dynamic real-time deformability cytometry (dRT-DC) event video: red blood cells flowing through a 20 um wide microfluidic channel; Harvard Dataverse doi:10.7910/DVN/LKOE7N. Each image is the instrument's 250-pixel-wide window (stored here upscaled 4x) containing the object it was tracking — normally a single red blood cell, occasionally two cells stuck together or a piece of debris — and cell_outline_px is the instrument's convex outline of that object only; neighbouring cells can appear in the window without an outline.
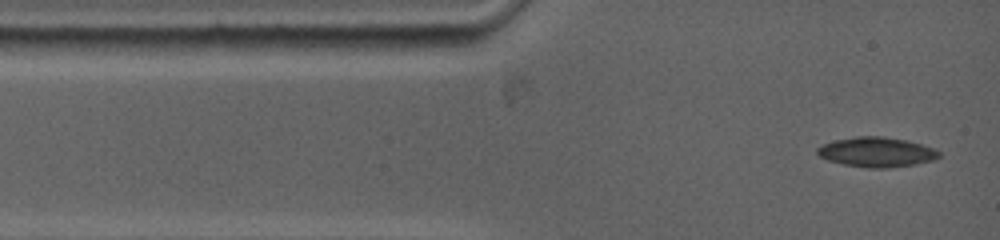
{"species": "common noctule bat (a hibernating species)", "species_latin": "Nyctalus noctula", "temperature_condition": "warm", "stored_images_in_passage": 59, "camera_frame_rate_fps": 5000, "um_per_image_px": 0.085, "animal": {"sex": "female", "body_mass_g": 19.0, "forearm_length_mm": 53.3}, "frame": {"image": 1, "passage_image": 1, "time_ms": 0.0, "image_size_px": [1000, 240], "cell_outline_px": [[940, 156], [936, 160], [916, 164], [888, 168], [868, 168], [844, 164], [828, 160], [820, 156], [816, 152], [816, 148], [820, 144], [836, 140], [856, 136], [880, 136], [904, 140], [920, 144], [932, 148], [940, 152]], "centroid_in_image_um": [74.49, 12.93], "position_along_channel_um": 10.5, "area_um2": 21.1}}
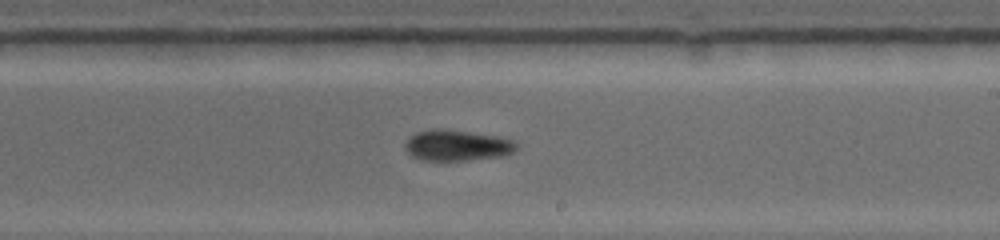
{"frame": {"image": 2, "passage_image": 25, "time_ms": 7.2, "image_size_px": [1000, 240], "cell_outline_px": [[520, 148], [504, 156], [468, 160], [420, 160], [412, 156], [404, 148], [404, 144], [416, 132], [432, 128], [444, 128], [496, 136], [512, 140], [520, 144]], "centroid_in_image_um": [38.87, 12.35], "position_along_channel_um": 250.1, "area_um2": 20.23}}
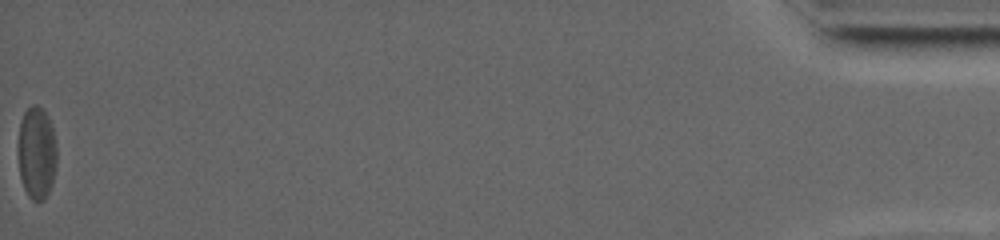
{"frame": {"image": 3, "passage_image": 59, "time_ms": 16.4, "image_size_px": [1000, 240], "cell_outline_px": [[56, 168], [52, 184], [44, 200], [32, 200], [28, 196], [24, 188], [20, 176], [16, 152], [20, 120], [24, 112], [32, 104], [36, 104], [44, 108], [48, 116], [56, 140]], "centroid_in_image_um": [3.09, 12.96], "position_along_channel_um": 432.1, "area_um2": 21.5}, "authors_computed_cell_mechanics": {"area_um2": 20.3456, "velocity_mm_per_s": 3.821, "shape_relaxation_time_tau1_ms": 4.9813, "shape_relaxation_time_tau2_ms": 6.6689, "deformation_change_tau1": 0.0992, "deformation_change_tau2": 0.1296}}